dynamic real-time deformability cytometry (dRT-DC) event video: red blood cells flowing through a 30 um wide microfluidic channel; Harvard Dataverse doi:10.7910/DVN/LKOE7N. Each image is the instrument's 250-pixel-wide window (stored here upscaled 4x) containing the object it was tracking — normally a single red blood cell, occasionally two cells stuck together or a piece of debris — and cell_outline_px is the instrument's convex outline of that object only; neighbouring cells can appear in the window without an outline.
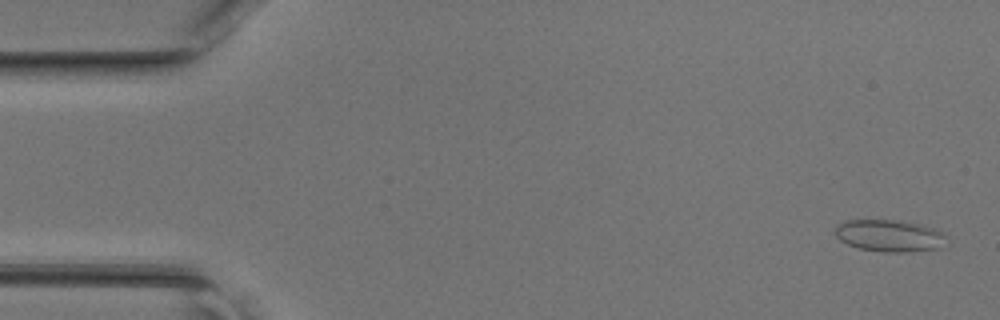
{"species": "common noctule bat (a hibernating species)", "species_latin": "Nyctalus noctula", "temperature_condition": "room temperature", "stored_images_in_passage": 46, "camera_frame_rate_fps": 3000, "um_per_image_px": 0.085, "animal": {"sex": "female", "body_mass_g": 17.0, "forearm_length_mm": 48.0}, "frame": {"image": 1, "passage_image": 2, "time_ms": 0.333, "image_size_px": [1000, 320], "cell_outline_px": [[944, 236], [940, 248], [908, 252], [884, 252], [860, 248], [848, 244], [840, 240], [836, 236], [836, 224], [844, 220], [900, 220], [920, 224], [932, 228], [940, 232]], "centroid_in_image_um": [75.54, 20.02], "position_along_channel_um": 9.5, "area_um2": 20.46}}
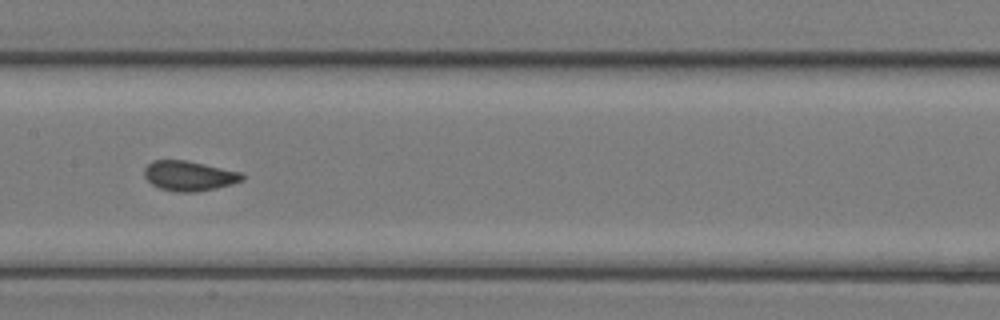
{"frame": {"image": 2, "passage_image": 23, "time_ms": 7.333, "image_size_px": [1000, 320], "cell_outline_px": [[244, 180], [232, 184], [216, 188], [196, 192], [176, 192], [160, 188], [152, 184], [144, 176], [144, 168], [152, 160], [188, 160], [240, 172], [244, 176]], "centroid_in_image_um": [16.07, 14.94], "position_along_channel_um": 191.3, "area_um2": 17.11}}
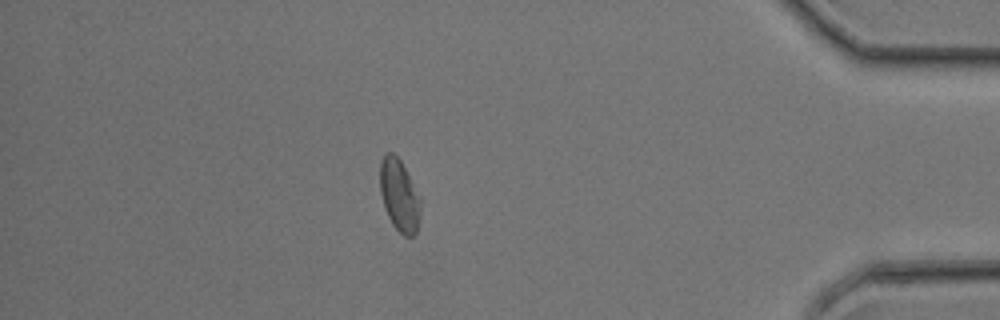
{"frame": {"image": 3, "passage_image": 40, "time_ms": 13.0, "image_size_px": [1000, 320], "cell_outline_px": [[420, 212], [416, 232], [412, 236], [404, 236], [392, 224], [384, 208], [380, 192], [380, 160], [384, 152], [392, 152], [400, 160], [420, 196]], "centroid_in_image_um": [33.92, 16.58], "position_along_channel_um": 401.3, "area_um2": 16.99}}